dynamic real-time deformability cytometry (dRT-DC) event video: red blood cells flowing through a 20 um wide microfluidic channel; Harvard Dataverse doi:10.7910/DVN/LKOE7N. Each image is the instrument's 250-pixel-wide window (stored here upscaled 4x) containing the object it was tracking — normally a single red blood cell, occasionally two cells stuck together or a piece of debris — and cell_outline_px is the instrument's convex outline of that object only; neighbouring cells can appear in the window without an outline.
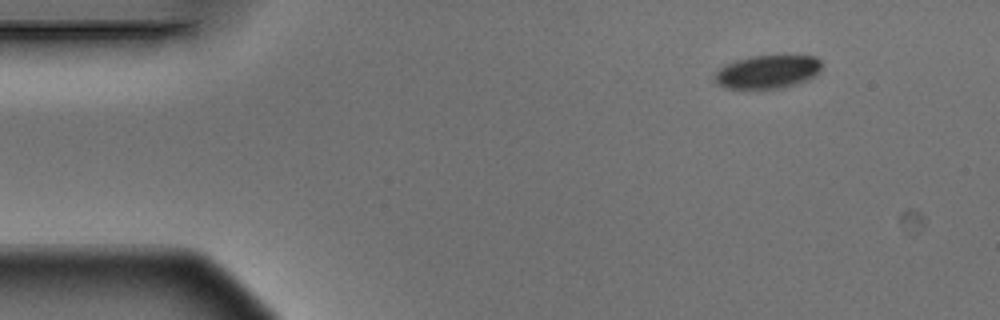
{"species": "Egyptian fruit bat (a non-hibernating species)", "species_latin": "Rousettus aegyptiacus", "temperature_condition": "warm", "stored_images_in_passage": 3, "camera_frame_rate_fps": 3000, "um_per_image_px": 0.085, "animal": {"sex": "male"}, "frame": {"image": 1, "passage_image": 1, "time_ms": 0.0, "image_size_px": [1000, 320], "cell_outline_px": [[820, 72], [816, 76], [808, 80], [784, 88], [724, 88], [716, 84], [716, 72], [720, 68], [736, 60], [752, 56], [816, 56], [820, 60]], "centroid_in_image_um": [65.28, 6.11], "position_along_channel_um": 19.7, "area_um2": 20.63}}
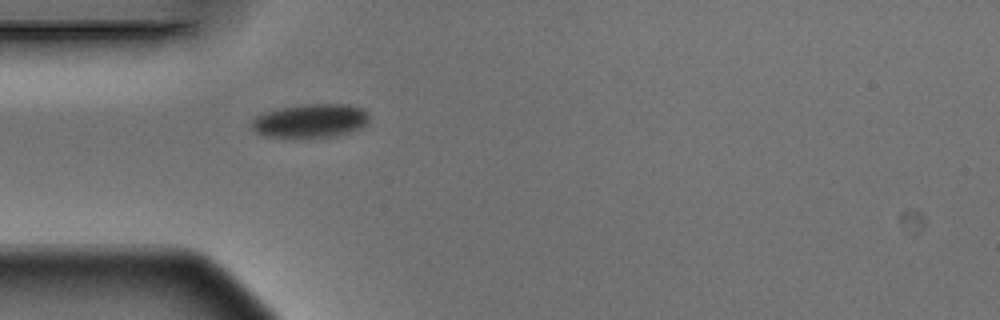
{"frame": {"image": 2, "passage_image": 3, "time_ms": 0.667, "image_size_px": [1000, 320], "cell_outline_px": [[368, 120], [360, 128], [336, 136], [264, 136], [256, 132], [252, 128], [252, 120], [256, 116], [264, 112], [280, 108], [304, 104], [348, 104], [364, 108], [368, 112]], "centroid_in_image_um": [26.4, 10.24], "position_along_channel_um": 58.6, "area_um2": 22.72}}